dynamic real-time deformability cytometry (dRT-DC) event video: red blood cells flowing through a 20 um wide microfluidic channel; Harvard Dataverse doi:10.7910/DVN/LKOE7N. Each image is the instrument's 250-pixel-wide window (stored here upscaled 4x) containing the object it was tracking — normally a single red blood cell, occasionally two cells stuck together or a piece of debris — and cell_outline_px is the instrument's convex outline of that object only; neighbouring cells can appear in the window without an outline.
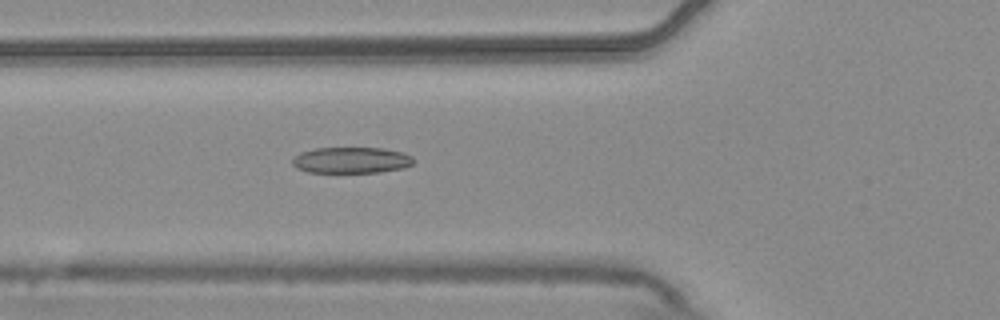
{"species": "common noctule bat (a hibernating species)", "species_latin": "Nyctalus noctula", "temperature_condition": "warm", "stored_images_in_passage": 5, "camera_frame_rate_fps": 3000, "um_per_image_px": 0.085, "animal": {"sex": "male", "body_mass_g": 20.4}, "frame": {"image": 1, "passage_image": 5, "time_ms": 1.333, "image_size_px": [1000, 320], "cell_outline_px": [[416, 160], [412, 164], [404, 168], [380, 172], [308, 172], [296, 168], [292, 164], [292, 160], [300, 152], [316, 148], [384, 148], [404, 152], [412, 156]], "centroid_in_image_um": [29.9, 13.61], "position_along_channel_um": 95.9, "area_um2": 18.55}}